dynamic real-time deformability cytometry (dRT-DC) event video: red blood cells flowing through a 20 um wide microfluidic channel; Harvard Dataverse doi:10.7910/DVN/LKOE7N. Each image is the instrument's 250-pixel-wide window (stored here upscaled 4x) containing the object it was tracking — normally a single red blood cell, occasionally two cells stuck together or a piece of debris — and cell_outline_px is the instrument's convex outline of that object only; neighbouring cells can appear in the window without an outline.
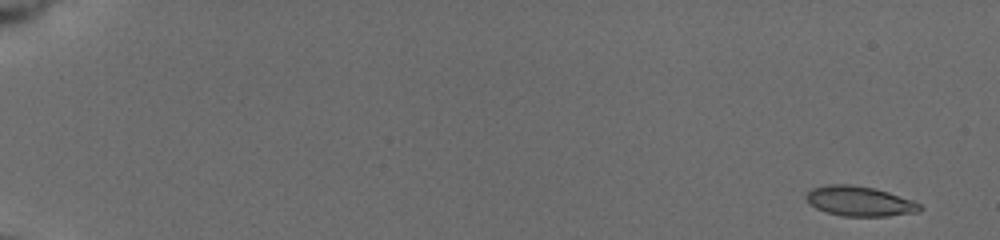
{"species": "common noctule bat (a hibernating species)", "species_latin": "Nyctalus noctula", "temperature_condition": "cold", "stored_images_in_passage": 27, "camera_frame_rate_fps": 3000, "um_per_image_px": 0.085, "animal": {"sex": "female", "body_mass_g": 19.5, "forearm_length_mm": 54.1}, "frame": {"image": 1, "passage_image": 1, "time_ms": 0.0, "image_size_px": [1000, 240], "cell_outline_px": [[924, 208], [920, 212], [888, 216], [844, 216], [828, 212], [816, 208], [804, 196], [812, 188], [828, 184], [852, 184], [872, 188], [888, 192], [912, 200], [920, 204]], "centroid_in_image_um": [73.1, 17.1], "position_along_channel_um": 11.9, "area_um2": 19.71}}
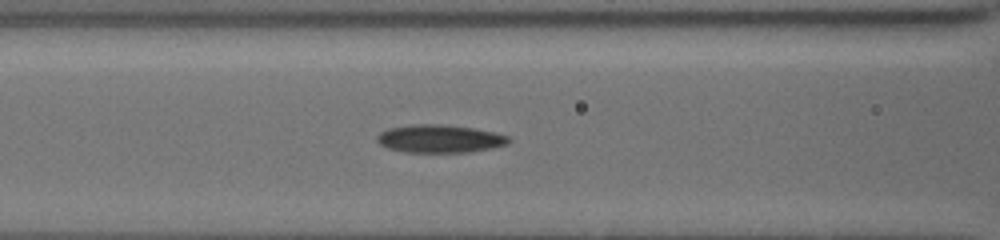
{"frame": {"image": 2, "passage_image": 19, "time_ms": 8.0, "image_size_px": [1000, 240], "cell_outline_px": [[512, 140], [508, 144], [492, 148], [472, 152], [404, 152], [388, 148], [380, 144], [376, 140], [376, 136], [380, 132], [388, 128], [412, 124], [440, 124], [472, 128], [492, 132], [508, 136]], "centroid_in_image_um": [37.36, 11.79], "position_along_channel_um": 129.2, "area_um2": 21.5}}
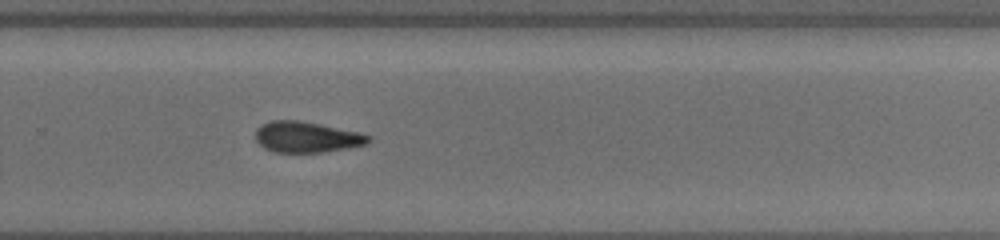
{"frame": {"image": 3, "passage_image": 27, "time_ms": 12.667, "image_size_px": [1000, 240], "cell_outline_px": [[372, 140], [364, 144], [348, 148], [324, 152], [276, 152], [264, 148], [256, 140], [256, 128], [260, 124], [268, 120], [300, 120], [360, 132], [372, 136]], "centroid_in_image_um": [26.06, 11.63], "position_along_channel_um": 303.7, "area_um2": 20.46}}